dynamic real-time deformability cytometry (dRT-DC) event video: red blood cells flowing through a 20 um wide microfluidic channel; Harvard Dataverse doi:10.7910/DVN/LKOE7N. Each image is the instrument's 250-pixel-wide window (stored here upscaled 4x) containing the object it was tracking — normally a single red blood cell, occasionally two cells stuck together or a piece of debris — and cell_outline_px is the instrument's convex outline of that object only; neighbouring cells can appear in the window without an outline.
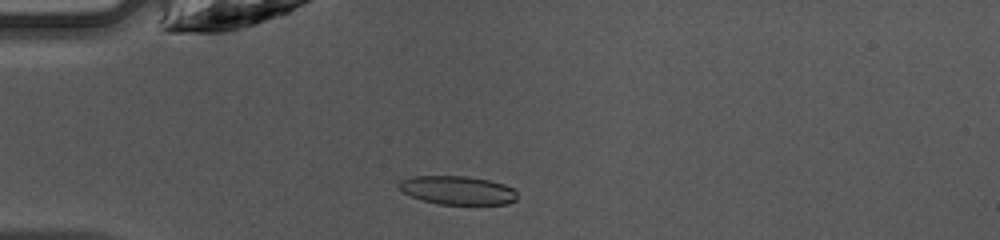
{"species": "common noctule bat (a hibernating species)", "species_latin": "Nyctalus noctula", "temperature_condition": "warm", "stored_images_in_passage": 38, "camera_frame_rate_fps": 3000, "um_per_image_px": 0.085, "animal": {"sex": "female", "body_mass_g": 10.0, "forearm_length_mm": 53.1}, "frame": {"image": 1, "passage_image": 4, "time_ms": 1.0, "image_size_px": [1000, 240], "cell_outline_px": [[516, 200], [508, 204], [436, 204], [412, 196], [404, 192], [396, 184], [400, 180], [412, 176], [468, 176], [488, 180], [504, 184], [516, 188]], "centroid_in_image_um": [38.91, 16.16], "position_along_channel_um": 46.1, "area_um2": 19.77}}
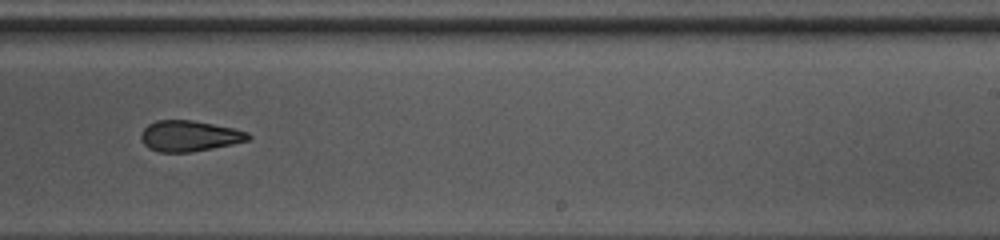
{"frame": {"image": 2, "passage_image": 21, "time_ms": 6.667, "image_size_px": [1000, 240], "cell_outline_px": [[252, 136], [248, 140], [232, 144], [192, 152], [160, 152], [148, 148], [144, 144], [140, 136], [144, 128], [148, 124], [156, 120], [192, 120], [232, 128], [248, 132]], "centroid_in_image_um": [16.08, 11.56], "position_along_channel_um": 272.9, "area_um2": 19.13}}
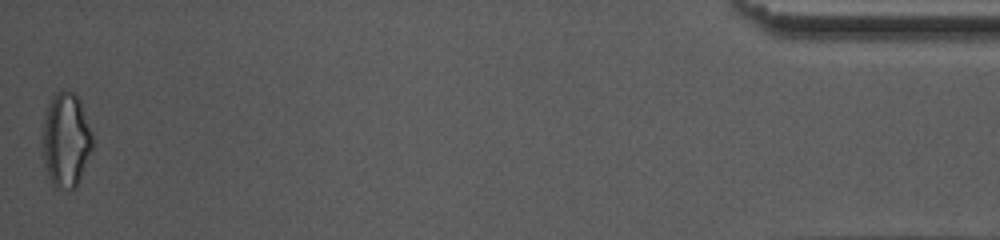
{"frame": {"image": 3, "passage_image": 38, "time_ms": 12.333, "image_size_px": [1000, 240], "cell_outline_px": [[92, 148], [76, 188], [56, 188], [52, 184], [48, 176], [44, 156], [44, 120], [48, 104], [52, 96], [60, 88], [68, 88], [80, 100], [92, 132]], "centroid_in_image_um": [5.62, 11.85], "position_along_channel_um": 429.6, "area_um2": 27.22}, "authors_computed_cell_mechanics": {"area_um2": 20.3167, "velocity_mm_per_s": 4.289, "shape_relaxation_time_tau1_ms": 8.4082, "shape_relaxation_time_tau2_ms": 3.9603, "deformation_change_tau1": 0.1734, "deformation_change_tau2": 0.1319}}